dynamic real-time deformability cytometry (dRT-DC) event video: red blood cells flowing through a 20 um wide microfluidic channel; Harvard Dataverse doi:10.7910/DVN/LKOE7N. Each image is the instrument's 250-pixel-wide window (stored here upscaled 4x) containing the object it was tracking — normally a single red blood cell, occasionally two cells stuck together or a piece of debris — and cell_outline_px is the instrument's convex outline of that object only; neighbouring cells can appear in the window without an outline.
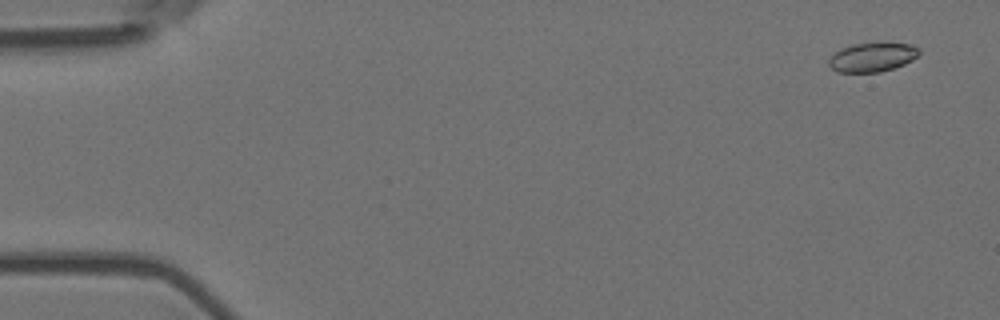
{"species": "Egyptian fruit bat (a non-hibernating species)", "species_latin": "Rousettus aegyptiacus", "temperature_condition": "room temperature", "stored_images_in_passage": 5, "camera_frame_rate_fps": 3000, "um_per_image_px": 0.085, "animal": {"sex": "female"}, "frame": {"image": 1, "passage_image": 1, "time_ms": 0.0, "image_size_px": [1000, 320], "cell_outline_px": [[920, 52], [912, 60], [904, 64], [880, 72], [836, 72], [828, 64], [828, 60], [840, 48], [852, 44], [908, 44], [920, 48]], "centroid_in_image_um": [74.12, 4.88], "position_along_channel_um": 10.9, "area_um2": 14.97}}
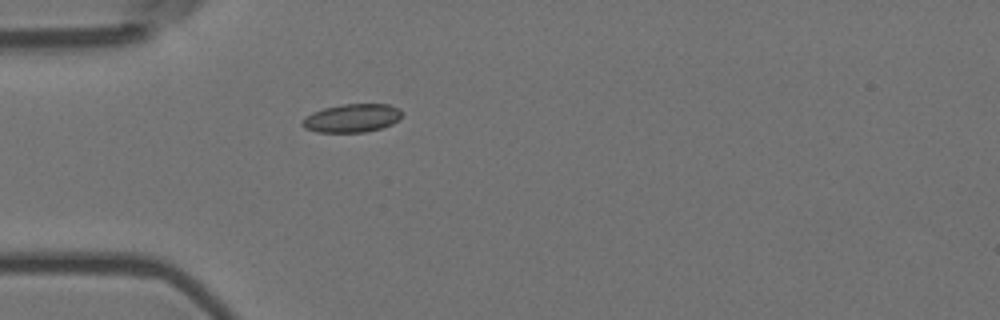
{"frame": {"image": 2, "passage_image": 5, "time_ms": 1.333, "image_size_px": [1000, 320], "cell_outline_px": [[404, 112], [392, 124], [380, 128], [364, 132], [316, 132], [304, 128], [300, 124], [312, 112], [324, 108], [344, 104], [388, 104], [400, 108]], "centroid_in_image_um": [29.92, 10.03], "position_along_channel_um": 55.1, "area_um2": 16.36}}